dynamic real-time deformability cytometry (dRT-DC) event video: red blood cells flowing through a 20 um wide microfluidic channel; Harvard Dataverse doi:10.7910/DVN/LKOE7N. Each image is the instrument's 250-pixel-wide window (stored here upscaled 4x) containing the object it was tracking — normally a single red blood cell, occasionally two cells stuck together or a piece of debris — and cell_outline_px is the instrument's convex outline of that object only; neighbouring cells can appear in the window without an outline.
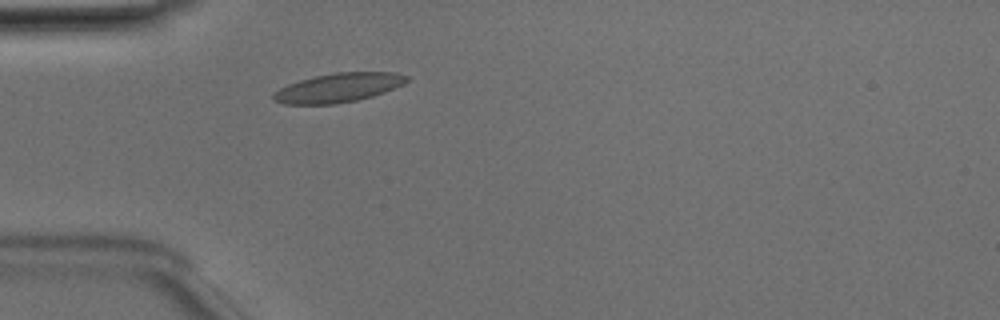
{"species": "Egyptian fruit bat (a non-hibernating species)", "species_latin": "Rousettus aegyptiacus", "temperature_condition": "room temperature", "stored_images_in_passage": 44, "camera_frame_rate_fps": 3000, "um_per_image_px": 0.085, "animal": {"sex": "male"}, "frame": {"image": 1, "passage_image": 8, "time_ms": 2.333, "image_size_px": [1000, 320], "cell_outline_px": [[408, 80], [404, 84], [384, 92], [372, 96], [356, 100], [336, 104], [284, 104], [272, 100], [272, 92], [288, 84], [300, 80], [316, 76], [336, 72], [396, 72], [408, 76]], "centroid_in_image_um": [28.74, 7.45], "position_along_channel_um": 56.3, "area_um2": 22.6}}
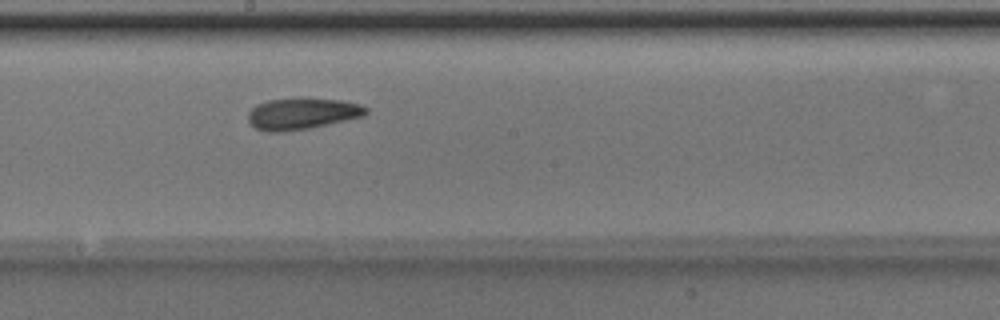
{"frame": {"image": 2, "passage_image": 21, "time_ms": 6.667, "image_size_px": [1000, 320], "cell_outline_px": [[368, 112], [364, 116], [308, 128], [284, 132], [268, 132], [256, 128], [248, 120], [248, 112], [256, 104], [268, 100], [300, 96], [340, 100], [360, 104], [368, 108]], "centroid_in_image_um": [25.67, 9.63], "position_along_channel_um": 222.5, "area_um2": 21.96}}
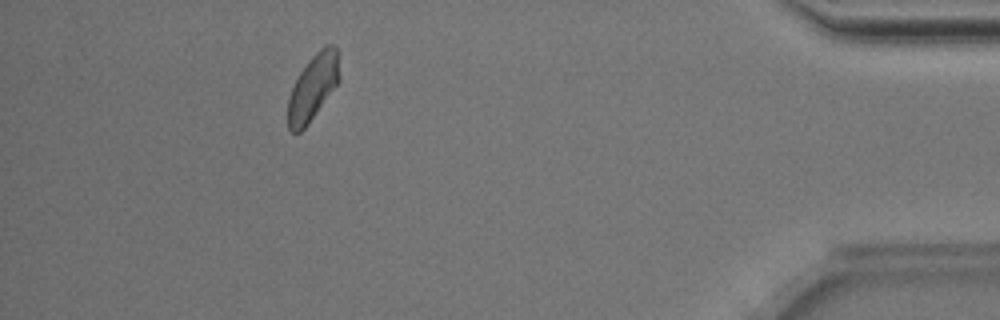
{"frame": {"image": 3, "passage_image": 39, "time_ms": 12.667, "image_size_px": [1000, 320], "cell_outline_px": [[340, 80], [308, 124], [300, 132], [292, 132], [288, 128], [288, 96], [300, 72], [308, 60], [324, 44], [336, 44], [340, 76]], "centroid_in_image_um": [26.61, 7.39], "position_along_channel_um": 408.6, "area_um2": 19.71}, "authors_computed_cell_mechanics": {"area_um2": 21.1837, "velocity_mm_per_s": 3.9828, "shape_relaxation_time_tau1_ms": 3.578, "shape_relaxation_time_tau2_ms": 3.6203, "deformation_change_tau1": 0.0888, "deformation_change_tau2": 0.0895}}